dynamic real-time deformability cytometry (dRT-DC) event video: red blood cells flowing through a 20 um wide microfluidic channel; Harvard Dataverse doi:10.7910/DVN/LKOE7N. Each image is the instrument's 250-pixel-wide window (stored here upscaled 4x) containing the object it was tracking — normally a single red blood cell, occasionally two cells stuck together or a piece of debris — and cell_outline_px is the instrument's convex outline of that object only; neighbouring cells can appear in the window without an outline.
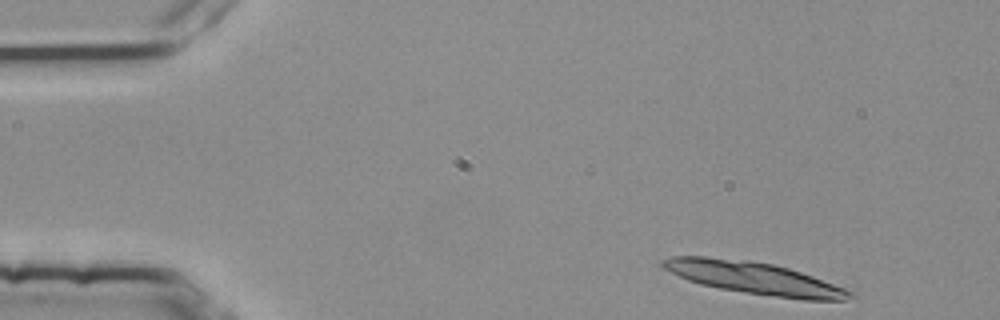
{"species": "common noctule bat (a hibernating species)", "species_latin": "Nyctalus noctula", "temperature_condition": "room temperature", "stored_images_in_passage": 3, "camera_frame_rate_fps": 3000, "um_per_image_px": 0.085, "animal": {"sex": "female", "body_mass_g": 25.1}, "frame": {"image": 1, "passage_image": 1, "time_ms": 0.0, "image_size_px": [1000, 320], "cell_outline_px": [[856, 296], [844, 300], [804, 300], [720, 288], [700, 284], [688, 280], [664, 268], [660, 264], [660, 260], [672, 256], [708, 256], [748, 260], [772, 264], [788, 268], [812, 276], [856, 292]], "centroid_in_image_um": [64.12, 23.62], "position_along_channel_um": 20.9, "area_um2": 34.8}}